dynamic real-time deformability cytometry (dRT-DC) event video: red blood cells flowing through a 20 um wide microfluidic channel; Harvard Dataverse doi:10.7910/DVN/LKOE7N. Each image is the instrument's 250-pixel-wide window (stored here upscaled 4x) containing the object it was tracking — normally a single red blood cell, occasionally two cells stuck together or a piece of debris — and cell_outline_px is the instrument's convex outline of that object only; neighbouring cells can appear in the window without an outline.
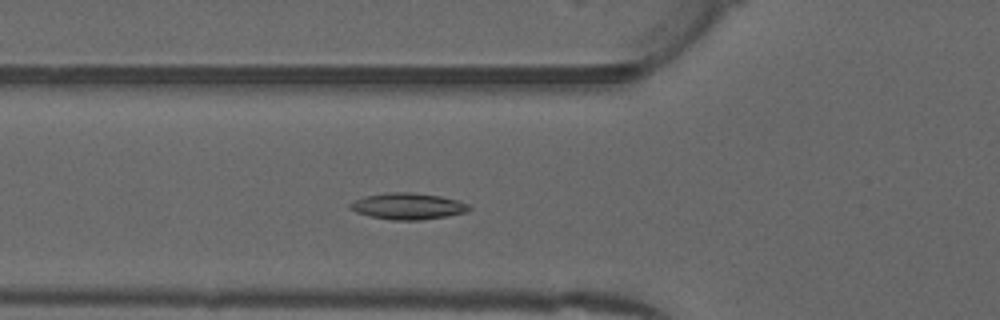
{"species": "common noctule bat (a hibernating species)", "species_latin": "Nyctalus noctula", "temperature_condition": "warm", "stored_images_in_passage": 46, "camera_frame_rate_fps": 3000, "um_per_image_px": 0.085, "animal": {"sex": "male", "forearm_length_mm": 52.5}, "frame": {"image": 1, "passage_image": 13, "time_ms": 4.0, "image_size_px": [1000, 320], "cell_outline_px": [[472, 208], [468, 212], [420, 220], [392, 220], [368, 216], [356, 212], [348, 208], [348, 204], [364, 196], [388, 192], [412, 192], [440, 196], [456, 200], [468, 204]], "centroid_in_image_um": [34.64, 17.52], "position_along_channel_um": 91.2, "area_um2": 18.32}}
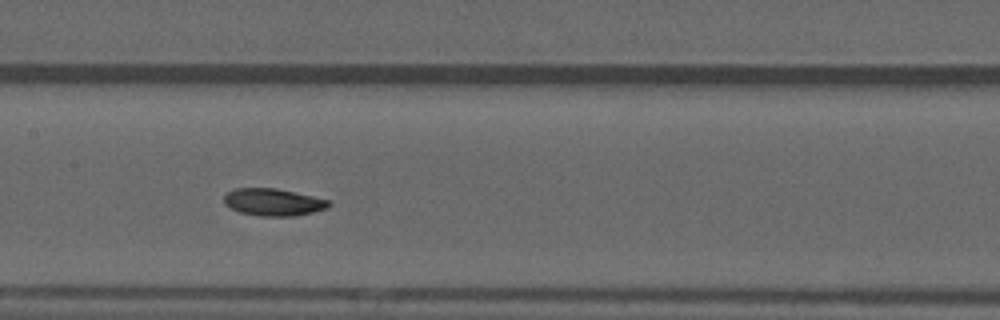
{"frame": {"image": 2, "passage_image": 20, "time_ms": 6.333, "image_size_px": [1000, 320], "cell_outline_px": [[332, 204], [328, 208], [312, 212], [292, 216], [256, 216], [240, 212], [228, 208], [224, 204], [224, 196], [228, 192], [236, 188], [276, 188], [312, 196], [328, 200]], "centroid_in_image_um": [23.19, 17.19], "position_along_channel_um": 184.2, "area_um2": 16.65}}
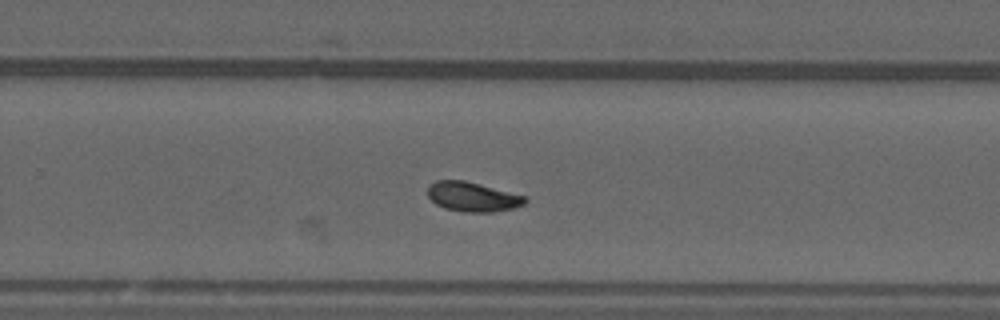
{"frame": {"image": 3, "passage_image": 28, "time_ms": 9.0, "image_size_px": [1000, 320], "cell_outline_px": [[528, 200], [524, 204], [512, 208], [492, 212], [464, 212], [444, 208], [436, 204], [428, 196], [428, 184], [436, 180], [464, 180], [480, 184], [524, 196]], "centroid_in_image_um": [40.13, 16.72], "position_along_channel_um": 289.7, "area_um2": 16.65}, "authors_computed_cell_mechanics": {"area_um2": 16.6753, "velocity_mm_per_s": 3.9784, "shape_relaxation_time_tau1_ms": 6.4638, "shape_relaxation_time_tau2_ms": 5.0103, "deformation_change_tau1": 0.1563, "deformation_change_tau2": 0.1033}}